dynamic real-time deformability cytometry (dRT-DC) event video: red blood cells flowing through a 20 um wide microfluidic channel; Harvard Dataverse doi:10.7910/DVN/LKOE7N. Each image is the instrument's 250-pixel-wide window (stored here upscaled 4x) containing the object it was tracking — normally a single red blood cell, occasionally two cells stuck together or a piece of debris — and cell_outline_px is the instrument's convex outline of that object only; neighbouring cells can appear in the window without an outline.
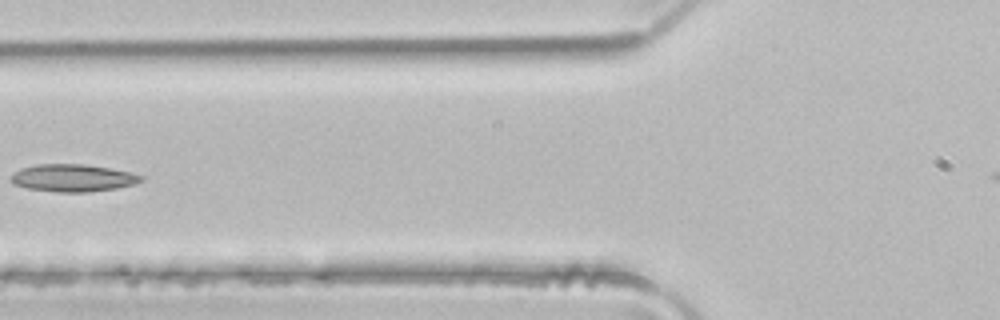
{"species": "common noctule bat (a hibernating species)", "species_latin": "Nyctalus noctula", "temperature_condition": "room temperature", "stored_images_in_passage": 6, "camera_frame_rate_fps": 3000, "um_per_image_px": 0.085, "animal": {"sex": "male", "body_mass_g": 21.5, "forearm_length_mm": 52.0}, "frame": {"image": 1, "passage_image": 6, "time_ms": 1.667, "image_size_px": [1000, 320], "cell_outline_px": [[144, 180], [136, 184], [116, 188], [88, 192], [56, 192], [28, 188], [12, 184], [12, 176], [20, 168], [36, 164], [84, 164], [112, 168], [144, 176]], "centroid_in_image_um": [6.23, 15.12], "position_along_channel_um": 119.6, "area_um2": 20.81}}